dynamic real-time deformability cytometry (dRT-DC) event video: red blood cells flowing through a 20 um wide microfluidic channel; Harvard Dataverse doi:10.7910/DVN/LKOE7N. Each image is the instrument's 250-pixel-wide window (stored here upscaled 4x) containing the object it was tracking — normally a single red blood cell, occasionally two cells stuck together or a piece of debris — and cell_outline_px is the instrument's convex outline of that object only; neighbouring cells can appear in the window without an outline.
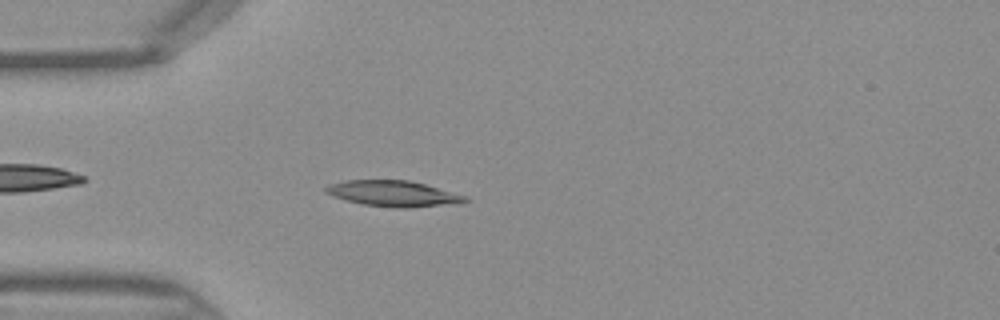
{"species": "Egyptian fruit bat (a non-hibernating species)", "species_latin": "Rousettus aegyptiacus", "temperature_condition": "warm", "stored_images_in_passage": 37, "camera_frame_rate_fps": 3000, "um_per_image_px": 0.085, "frame": {"image": 1, "passage_image": 5, "time_ms": 1.333, "image_size_px": [1000, 320], "cell_outline_px": [[472, 200], [460, 204], [408, 208], [396, 208], [364, 204], [332, 196], [324, 192], [324, 188], [328, 184], [344, 180], [408, 180], [424, 184], [468, 196]], "centroid_in_image_um": [33.49, 16.46], "position_along_channel_um": 51.5, "area_um2": 21.21}}
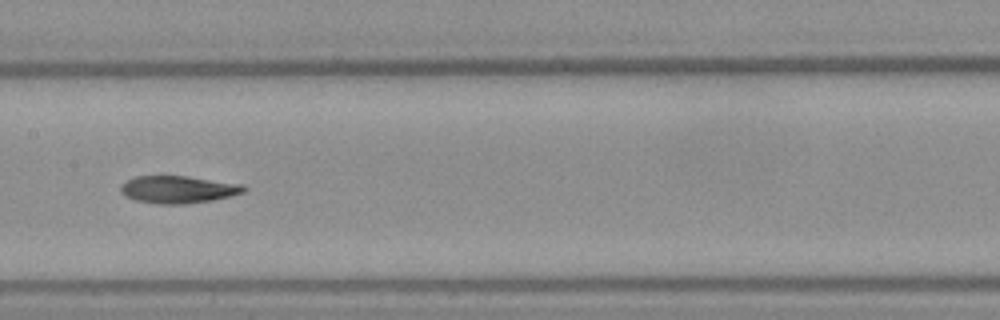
{"frame": {"image": 2, "passage_image": 15, "time_ms": 4.667, "image_size_px": [1000, 320], "cell_outline_px": [[248, 188], [244, 192], [212, 200], [184, 204], [160, 204], [136, 200], [120, 192], [120, 188], [128, 180], [136, 176], [188, 176], [244, 184]], "centroid_in_image_um": [15.19, 16.1], "position_along_channel_um": 192.2, "area_um2": 19.48}}
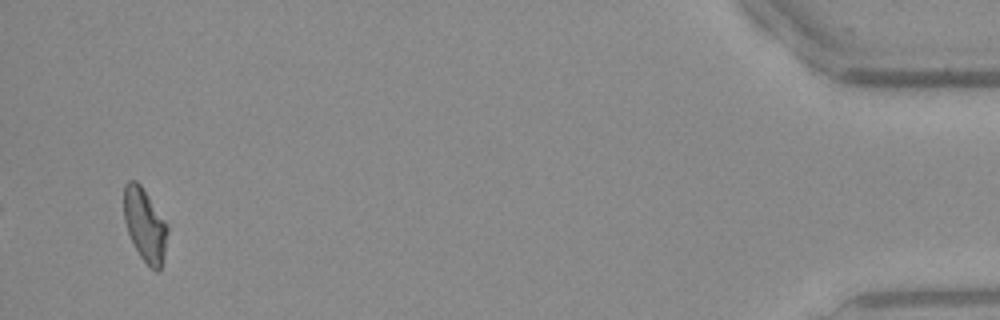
{"frame": {"image": 3, "passage_image": 36, "time_ms": 11.667, "image_size_px": [1000, 320], "cell_outline_px": [[168, 232], [164, 256], [160, 272], [156, 272], [140, 256], [128, 232], [124, 220], [124, 184], [128, 180], [136, 180], [140, 184], [148, 196], [168, 228]], "centroid_in_image_um": [12.3, 19.13], "position_along_channel_um": 422.9, "area_um2": 18.21}}